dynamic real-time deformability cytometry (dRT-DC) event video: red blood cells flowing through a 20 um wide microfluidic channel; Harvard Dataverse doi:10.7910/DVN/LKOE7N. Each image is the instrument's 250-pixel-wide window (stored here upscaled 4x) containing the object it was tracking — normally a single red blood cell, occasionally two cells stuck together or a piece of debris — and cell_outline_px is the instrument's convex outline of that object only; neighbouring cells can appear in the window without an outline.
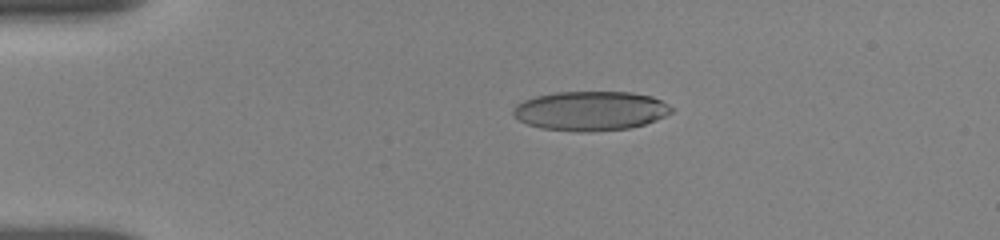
{"species": "human", "species_latin": "Homo sapiens", "temperature_condition": "room temperature", "stored_images_in_passage": 4, "camera_frame_rate_fps": 3000, "um_per_image_px": 0.085, "donor": {"sex": "female"}, "frame": {"image": 1, "passage_image": 1, "time_ms": 0.0, "image_size_px": [1000, 240], "cell_outline_px": [[676, 108], [672, 112], [656, 120], [644, 124], [628, 128], [588, 132], [576, 132], [540, 128], [528, 124], [512, 116], [512, 108], [516, 104], [524, 100], [536, 96], [556, 92], [632, 92], [652, 96]], "centroid_in_image_um": [50.18, 9.42], "position_along_channel_um": 34.8, "area_um2": 36.53}}
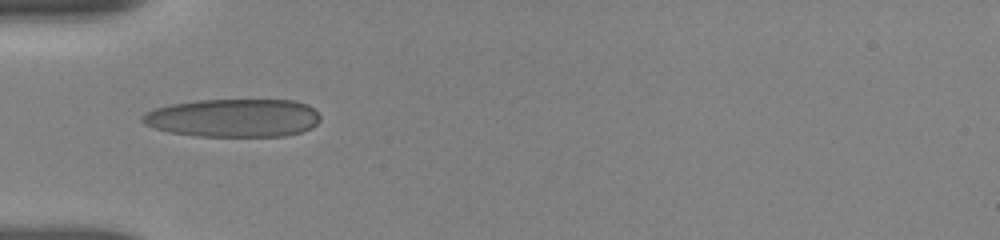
{"frame": {"image": 2, "passage_image": 3, "time_ms": 2.0, "image_size_px": [1000, 240], "cell_outline_px": [[320, 120], [312, 128], [300, 132], [284, 136], [196, 136], [168, 132], [152, 128], [144, 124], [140, 120], [144, 112], [156, 108], [172, 104], [196, 100], [292, 100], [308, 104], [320, 116]], "centroid_in_image_um": [19.81, 10.03], "position_along_channel_um": 65.2, "area_um2": 39.82}}